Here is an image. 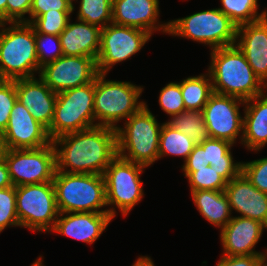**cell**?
I'll return each instance as SVG.
<instances>
[{"label": "cell", "instance_id": "cell-1", "mask_svg": "<svg viewBox=\"0 0 267 266\" xmlns=\"http://www.w3.org/2000/svg\"><path fill=\"white\" fill-rule=\"evenodd\" d=\"M52 144L56 171L64 173L103 175L117 156V132L108 126L97 125L63 134L53 139Z\"/></svg>", "mask_w": 267, "mask_h": 266}, {"label": "cell", "instance_id": "cell-2", "mask_svg": "<svg viewBox=\"0 0 267 266\" xmlns=\"http://www.w3.org/2000/svg\"><path fill=\"white\" fill-rule=\"evenodd\" d=\"M232 146L229 141L214 138L195 144L182 167L191 191H225L227 182L242 171V162L233 159Z\"/></svg>", "mask_w": 267, "mask_h": 266}, {"label": "cell", "instance_id": "cell-3", "mask_svg": "<svg viewBox=\"0 0 267 266\" xmlns=\"http://www.w3.org/2000/svg\"><path fill=\"white\" fill-rule=\"evenodd\" d=\"M210 54L208 72L214 93L248 100L267 90L236 44L213 49Z\"/></svg>", "mask_w": 267, "mask_h": 266}, {"label": "cell", "instance_id": "cell-4", "mask_svg": "<svg viewBox=\"0 0 267 266\" xmlns=\"http://www.w3.org/2000/svg\"><path fill=\"white\" fill-rule=\"evenodd\" d=\"M0 23V67L7 80L39 76L35 31L27 22Z\"/></svg>", "mask_w": 267, "mask_h": 266}, {"label": "cell", "instance_id": "cell-5", "mask_svg": "<svg viewBox=\"0 0 267 266\" xmlns=\"http://www.w3.org/2000/svg\"><path fill=\"white\" fill-rule=\"evenodd\" d=\"M123 125L116 129L117 155L144 167L158 161L162 124L157 122L147 104L132 114Z\"/></svg>", "mask_w": 267, "mask_h": 266}, {"label": "cell", "instance_id": "cell-6", "mask_svg": "<svg viewBox=\"0 0 267 266\" xmlns=\"http://www.w3.org/2000/svg\"><path fill=\"white\" fill-rule=\"evenodd\" d=\"M53 185L60 213H108L105 180L99 174L64 173L56 171Z\"/></svg>", "mask_w": 267, "mask_h": 266}, {"label": "cell", "instance_id": "cell-7", "mask_svg": "<svg viewBox=\"0 0 267 266\" xmlns=\"http://www.w3.org/2000/svg\"><path fill=\"white\" fill-rule=\"evenodd\" d=\"M98 73L94 79V115L99 126L117 129V123L126 121L146 103L139 101L143 87L127 81L106 80Z\"/></svg>", "mask_w": 267, "mask_h": 266}, {"label": "cell", "instance_id": "cell-8", "mask_svg": "<svg viewBox=\"0 0 267 266\" xmlns=\"http://www.w3.org/2000/svg\"><path fill=\"white\" fill-rule=\"evenodd\" d=\"M237 27L220 9L214 8L169 21L168 34L209 45L212 51L235 45Z\"/></svg>", "mask_w": 267, "mask_h": 266}, {"label": "cell", "instance_id": "cell-9", "mask_svg": "<svg viewBox=\"0 0 267 266\" xmlns=\"http://www.w3.org/2000/svg\"><path fill=\"white\" fill-rule=\"evenodd\" d=\"M97 126L94 115V80L57 93L54 115L47 130L51 140Z\"/></svg>", "mask_w": 267, "mask_h": 266}, {"label": "cell", "instance_id": "cell-10", "mask_svg": "<svg viewBox=\"0 0 267 266\" xmlns=\"http://www.w3.org/2000/svg\"><path fill=\"white\" fill-rule=\"evenodd\" d=\"M146 167L128 161L117 155L106 168L103 176L105 180L106 203L108 213L114 218L116 207L122 216L127 214L143 198V186L140 174ZM116 206V207H115Z\"/></svg>", "mask_w": 267, "mask_h": 266}, {"label": "cell", "instance_id": "cell-11", "mask_svg": "<svg viewBox=\"0 0 267 266\" xmlns=\"http://www.w3.org/2000/svg\"><path fill=\"white\" fill-rule=\"evenodd\" d=\"M16 211L20 227L50 232L60 213L53 182L17 186Z\"/></svg>", "mask_w": 267, "mask_h": 266}, {"label": "cell", "instance_id": "cell-12", "mask_svg": "<svg viewBox=\"0 0 267 266\" xmlns=\"http://www.w3.org/2000/svg\"><path fill=\"white\" fill-rule=\"evenodd\" d=\"M5 162L15 187L52 182L56 173L52 142L38 149H8Z\"/></svg>", "mask_w": 267, "mask_h": 266}, {"label": "cell", "instance_id": "cell-13", "mask_svg": "<svg viewBox=\"0 0 267 266\" xmlns=\"http://www.w3.org/2000/svg\"><path fill=\"white\" fill-rule=\"evenodd\" d=\"M151 36L142 29L114 23L102 28L100 50L96 60L98 73L107 75L115 64L139 52Z\"/></svg>", "mask_w": 267, "mask_h": 266}, {"label": "cell", "instance_id": "cell-14", "mask_svg": "<svg viewBox=\"0 0 267 266\" xmlns=\"http://www.w3.org/2000/svg\"><path fill=\"white\" fill-rule=\"evenodd\" d=\"M240 105H245V100L235 96L213 93L209 97L202 113L211 138L236 143L237 137L243 134Z\"/></svg>", "mask_w": 267, "mask_h": 266}, {"label": "cell", "instance_id": "cell-15", "mask_svg": "<svg viewBox=\"0 0 267 266\" xmlns=\"http://www.w3.org/2000/svg\"><path fill=\"white\" fill-rule=\"evenodd\" d=\"M97 64L86 56H65L41 68L39 77L55 93L91 83L97 76Z\"/></svg>", "mask_w": 267, "mask_h": 266}, {"label": "cell", "instance_id": "cell-16", "mask_svg": "<svg viewBox=\"0 0 267 266\" xmlns=\"http://www.w3.org/2000/svg\"><path fill=\"white\" fill-rule=\"evenodd\" d=\"M2 135L8 149H38L52 142L47 129L18 100Z\"/></svg>", "mask_w": 267, "mask_h": 266}, {"label": "cell", "instance_id": "cell-17", "mask_svg": "<svg viewBox=\"0 0 267 266\" xmlns=\"http://www.w3.org/2000/svg\"><path fill=\"white\" fill-rule=\"evenodd\" d=\"M159 11V0H112V23L139 28L151 35L157 30L168 34L169 22H158Z\"/></svg>", "mask_w": 267, "mask_h": 266}, {"label": "cell", "instance_id": "cell-18", "mask_svg": "<svg viewBox=\"0 0 267 266\" xmlns=\"http://www.w3.org/2000/svg\"><path fill=\"white\" fill-rule=\"evenodd\" d=\"M265 229L267 227L259 221L240 216L232 217L227 225L220 229L223 255H267V249L265 252L255 251V246Z\"/></svg>", "mask_w": 267, "mask_h": 266}, {"label": "cell", "instance_id": "cell-19", "mask_svg": "<svg viewBox=\"0 0 267 266\" xmlns=\"http://www.w3.org/2000/svg\"><path fill=\"white\" fill-rule=\"evenodd\" d=\"M225 193L231 211L241 214L240 217L250 218L267 227V194L258 190L241 172L227 182Z\"/></svg>", "mask_w": 267, "mask_h": 266}, {"label": "cell", "instance_id": "cell-20", "mask_svg": "<svg viewBox=\"0 0 267 266\" xmlns=\"http://www.w3.org/2000/svg\"><path fill=\"white\" fill-rule=\"evenodd\" d=\"M15 88L17 100L48 130L54 115L57 93L52 91L40 77L17 79Z\"/></svg>", "mask_w": 267, "mask_h": 266}, {"label": "cell", "instance_id": "cell-21", "mask_svg": "<svg viewBox=\"0 0 267 266\" xmlns=\"http://www.w3.org/2000/svg\"><path fill=\"white\" fill-rule=\"evenodd\" d=\"M253 72L267 86V16L237 27L236 43Z\"/></svg>", "mask_w": 267, "mask_h": 266}, {"label": "cell", "instance_id": "cell-22", "mask_svg": "<svg viewBox=\"0 0 267 266\" xmlns=\"http://www.w3.org/2000/svg\"><path fill=\"white\" fill-rule=\"evenodd\" d=\"M112 219L109 213H59L51 232L92 244L105 231Z\"/></svg>", "mask_w": 267, "mask_h": 266}, {"label": "cell", "instance_id": "cell-23", "mask_svg": "<svg viewBox=\"0 0 267 266\" xmlns=\"http://www.w3.org/2000/svg\"><path fill=\"white\" fill-rule=\"evenodd\" d=\"M59 35L65 56H86L97 60L100 50L101 28L85 21L71 23Z\"/></svg>", "mask_w": 267, "mask_h": 266}, {"label": "cell", "instance_id": "cell-24", "mask_svg": "<svg viewBox=\"0 0 267 266\" xmlns=\"http://www.w3.org/2000/svg\"><path fill=\"white\" fill-rule=\"evenodd\" d=\"M245 100L241 144L248 150L259 151L267 144V94Z\"/></svg>", "mask_w": 267, "mask_h": 266}, {"label": "cell", "instance_id": "cell-25", "mask_svg": "<svg viewBox=\"0 0 267 266\" xmlns=\"http://www.w3.org/2000/svg\"><path fill=\"white\" fill-rule=\"evenodd\" d=\"M191 196L199 213L210 224L223 228L232 219L228 197L225 191H191Z\"/></svg>", "mask_w": 267, "mask_h": 266}, {"label": "cell", "instance_id": "cell-26", "mask_svg": "<svg viewBox=\"0 0 267 266\" xmlns=\"http://www.w3.org/2000/svg\"><path fill=\"white\" fill-rule=\"evenodd\" d=\"M180 86L186 110L202 111L214 93L209 72L183 79Z\"/></svg>", "mask_w": 267, "mask_h": 266}, {"label": "cell", "instance_id": "cell-27", "mask_svg": "<svg viewBox=\"0 0 267 266\" xmlns=\"http://www.w3.org/2000/svg\"><path fill=\"white\" fill-rule=\"evenodd\" d=\"M195 143L186 134L174 129L167 122L162 123L159 138V159L166 155L181 156L184 162L193 151Z\"/></svg>", "mask_w": 267, "mask_h": 266}, {"label": "cell", "instance_id": "cell-28", "mask_svg": "<svg viewBox=\"0 0 267 266\" xmlns=\"http://www.w3.org/2000/svg\"><path fill=\"white\" fill-rule=\"evenodd\" d=\"M170 118L167 123L186 134L195 144H201L211 138L202 111L185 110Z\"/></svg>", "mask_w": 267, "mask_h": 266}, {"label": "cell", "instance_id": "cell-29", "mask_svg": "<svg viewBox=\"0 0 267 266\" xmlns=\"http://www.w3.org/2000/svg\"><path fill=\"white\" fill-rule=\"evenodd\" d=\"M220 9L237 26L259 21L267 16V10L258 13V0H220Z\"/></svg>", "mask_w": 267, "mask_h": 266}, {"label": "cell", "instance_id": "cell-30", "mask_svg": "<svg viewBox=\"0 0 267 266\" xmlns=\"http://www.w3.org/2000/svg\"><path fill=\"white\" fill-rule=\"evenodd\" d=\"M77 20L99 26L112 23V0H80Z\"/></svg>", "mask_w": 267, "mask_h": 266}, {"label": "cell", "instance_id": "cell-31", "mask_svg": "<svg viewBox=\"0 0 267 266\" xmlns=\"http://www.w3.org/2000/svg\"><path fill=\"white\" fill-rule=\"evenodd\" d=\"M73 11L45 12L39 17H35L30 24L33 26L35 33L60 35L66 28Z\"/></svg>", "mask_w": 267, "mask_h": 266}, {"label": "cell", "instance_id": "cell-32", "mask_svg": "<svg viewBox=\"0 0 267 266\" xmlns=\"http://www.w3.org/2000/svg\"><path fill=\"white\" fill-rule=\"evenodd\" d=\"M35 43L39 73L42 67L63 56L60 38L58 35L35 33Z\"/></svg>", "mask_w": 267, "mask_h": 266}, {"label": "cell", "instance_id": "cell-33", "mask_svg": "<svg viewBox=\"0 0 267 266\" xmlns=\"http://www.w3.org/2000/svg\"><path fill=\"white\" fill-rule=\"evenodd\" d=\"M10 226H20L16 211L15 186L0 189V233Z\"/></svg>", "mask_w": 267, "mask_h": 266}, {"label": "cell", "instance_id": "cell-34", "mask_svg": "<svg viewBox=\"0 0 267 266\" xmlns=\"http://www.w3.org/2000/svg\"><path fill=\"white\" fill-rule=\"evenodd\" d=\"M159 105L169 116L185 111L180 82H170L160 90Z\"/></svg>", "mask_w": 267, "mask_h": 266}, {"label": "cell", "instance_id": "cell-35", "mask_svg": "<svg viewBox=\"0 0 267 266\" xmlns=\"http://www.w3.org/2000/svg\"><path fill=\"white\" fill-rule=\"evenodd\" d=\"M241 172L253 186L267 194V157L250 162H242Z\"/></svg>", "mask_w": 267, "mask_h": 266}, {"label": "cell", "instance_id": "cell-36", "mask_svg": "<svg viewBox=\"0 0 267 266\" xmlns=\"http://www.w3.org/2000/svg\"><path fill=\"white\" fill-rule=\"evenodd\" d=\"M17 101L15 80H7L0 85V133L6 129L11 110Z\"/></svg>", "mask_w": 267, "mask_h": 266}, {"label": "cell", "instance_id": "cell-37", "mask_svg": "<svg viewBox=\"0 0 267 266\" xmlns=\"http://www.w3.org/2000/svg\"><path fill=\"white\" fill-rule=\"evenodd\" d=\"M73 0H32L30 9V22L49 11H74Z\"/></svg>", "mask_w": 267, "mask_h": 266}, {"label": "cell", "instance_id": "cell-38", "mask_svg": "<svg viewBox=\"0 0 267 266\" xmlns=\"http://www.w3.org/2000/svg\"><path fill=\"white\" fill-rule=\"evenodd\" d=\"M32 0H7L6 22H27L30 23V9ZM29 15V19L25 18Z\"/></svg>", "mask_w": 267, "mask_h": 266}, {"label": "cell", "instance_id": "cell-39", "mask_svg": "<svg viewBox=\"0 0 267 266\" xmlns=\"http://www.w3.org/2000/svg\"><path fill=\"white\" fill-rule=\"evenodd\" d=\"M216 266H260L267 255L221 256Z\"/></svg>", "mask_w": 267, "mask_h": 266}, {"label": "cell", "instance_id": "cell-40", "mask_svg": "<svg viewBox=\"0 0 267 266\" xmlns=\"http://www.w3.org/2000/svg\"><path fill=\"white\" fill-rule=\"evenodd\" d=\"M11 186H13V183L11 181L7 164L4 160L0 163V189Z\"/></svg>", "mask_w": 267, "mask_h": 266}, {"label": "cell", "instance_id": "cell-41", "mask_svg": "<svg viewBox=\"0 0 267 266\" xmlns=\"http://www.w3.org/2000/svg\"><path fill=\"white\" fill-rule=\"evenodd\" d=\"M132 266H155L149 256H140Z\"/></svg>", "mask_w": 267, "mask_h": 266}, {"label": "cell", "instance_id": "cell-42", "mask_svg": "<svg viewBox=\"0 0 267 266\" xmlns=\"http://www.w3.org/2000/svg\"><path fill=\"white\" fill-rule=\"evenodd\" d=\"M8 148L6 146V142L3 138L2 133H0V163L5 160V155Z\"/></svg>", "mask_w": 267, "mask_h": 266}, {"label": "cell", "instance_id": "cell-43", "mask_svg": "<svg viewBox=\"0 0 267 266\" xmlns=\"http://www.w3.org/2000/svg\"><path fill=\"white\" fill-rule=\"evenodd\" d=\"M6 4L7 0H0V23L6 22Z\"/></svg>", "mask_w": 267, "mask_h": 266}, {"label": "cell", "instance_id": "cell-44", "mask_svg": "<svg viewBox=\"0 0 267 266\" xmlns=\"http://www.w3.org/2000/svg\"><path fill=\"white\" fill-rule=\"evenodd\" d=\"M31 266H45L43 265L42 256H39V258L35 262H33Z\"/></svg>", "mask_w": 267, "mask_h": 266}, {"label": "cell", "instance_id": "cell-45", "mask_svg": "<svg viewBox=\"0 0 267 266\" xmlns=\"http://www.w3.org/2000/svg\"><path fill=\"white\" fill-rule=\"evenodd\" d=\"M7 81V78L4 76L2 69L0 67V85L5 83Z\"/></svg>", "mask_w": 267, "mask_h": 266}, {"label": "cell", "instance_id": "cell-46", "mask_svg": "<svg viewBox=\"0 0 267 266\" xmlns=\"http://www.w3.org/2000/svg\"><path fill=\"white\" fill-rule=\"evenodd\" d=\"M260 266H267V259Z\"/></svg>", "mask_w": 267, "mask_h": 266}]
</instances>
